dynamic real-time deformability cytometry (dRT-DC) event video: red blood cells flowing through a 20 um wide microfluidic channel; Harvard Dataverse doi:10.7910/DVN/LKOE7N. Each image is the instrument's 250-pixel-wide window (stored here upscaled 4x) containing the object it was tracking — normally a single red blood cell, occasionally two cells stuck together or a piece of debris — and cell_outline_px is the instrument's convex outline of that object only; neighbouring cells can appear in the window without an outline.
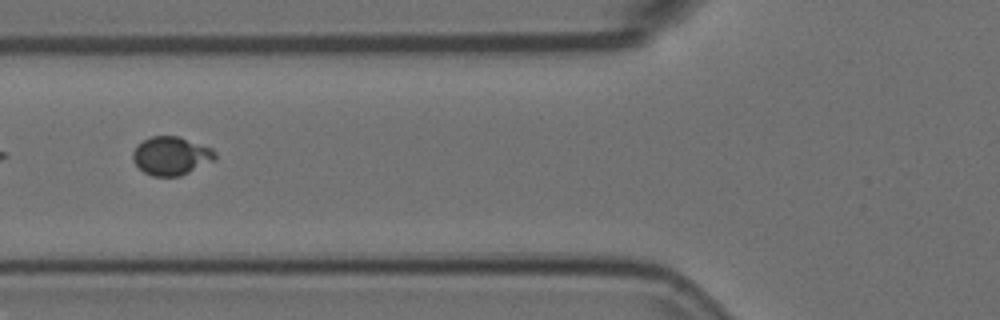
{"species": "Egyptian fruit bat (a non-hibernating species)", "species_latin": "Rousettus aegyptiacus", "temperature_condition": "room temperature", "stored_images_in_passage": 7, "camera_frame_rate_fps": 3000, "um_per_image_px": 0.085, "animal": {"sex": "female"}, "frame": {"image": 1, "passage_image": 3, "time_ms": 0.667, "image_size_px": [1000, 320], "cell_outline_px": [[216, 160], [180, 176], [152, 176], [144, 172], [132, 160], [132, 152], [144, 140], [152, 136], [180, 136], [212, 148], [216, 152]], "centroid_in_image_um": [14.58, 13.25], "position_along_channel_um": 111.2, "area_um2": 18.44}}
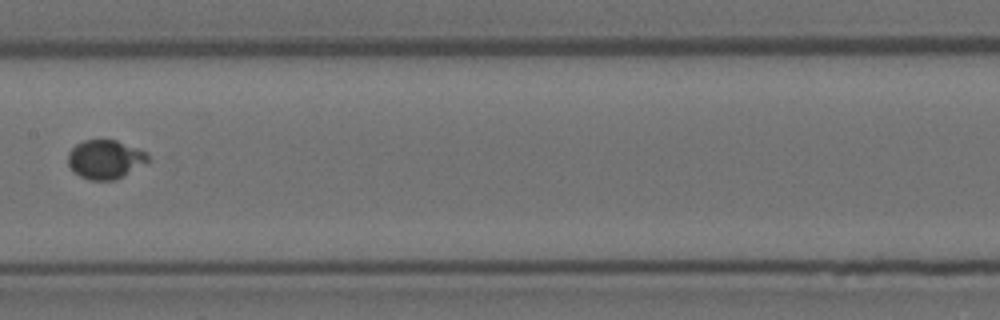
{"frame": {"image": 2, "passage_image": 5, "time_ms": 1.333, "image_size_px": [1000, 320], "cell_outline_px": [[148, 160], [116, 180], [88, 180], [80, 176], [68, 164], [68, 152], [76, 144], [84, 140], [116, 140], [148, 152]], "centroid_in_image_um": [8.92, 13.53], "position_along_channel_um": 198.5, "area_um2": 17.86}}
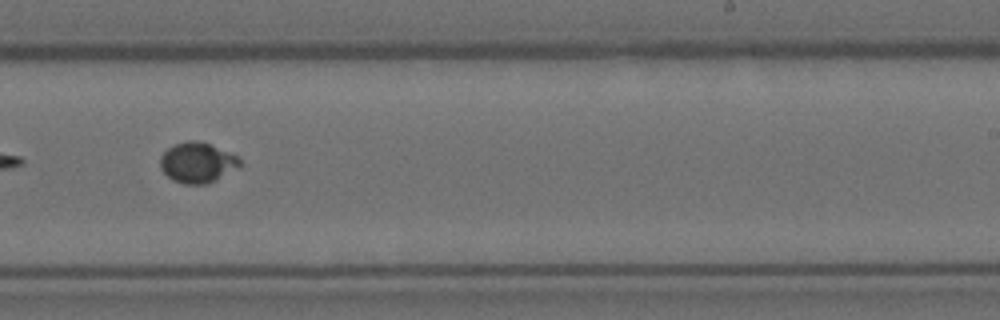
{"frame": {"image": 3, "passage_image": 7, "time_ms": 2.0, "image_size_px": [1000, 320], "cell_outline_px": [[240, 168], [208, 184], [184, 184], [172, 180], [160, 168], [160, 156], [168, 148], [176, 144], [188, 140], [196, 140], [208, 144], [228, 152], [236, 156], [240, 160]], "centroid_in_image_um": [16.77, 13.84], "position_along_channel_um": 272.2, "area_um2": 18.67}}